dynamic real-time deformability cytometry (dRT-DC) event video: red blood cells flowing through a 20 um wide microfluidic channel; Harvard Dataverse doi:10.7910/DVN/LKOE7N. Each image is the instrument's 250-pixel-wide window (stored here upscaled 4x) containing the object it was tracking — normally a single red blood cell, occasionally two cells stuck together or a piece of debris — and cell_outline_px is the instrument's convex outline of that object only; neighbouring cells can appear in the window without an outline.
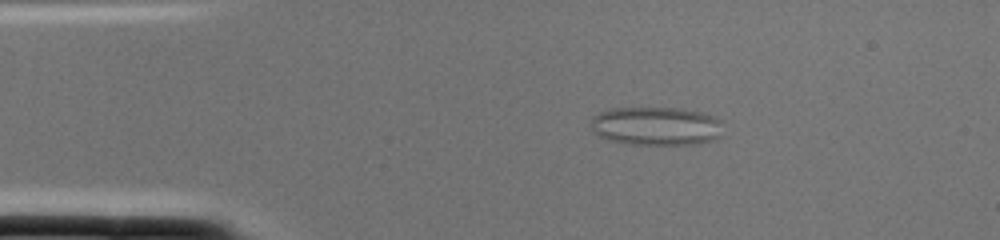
{"species": "common noctule bat (a hibernating species)", "species_latin": "Nyctalus noctula", "temperature_condition": "cold", "stored_images_in_passage": 1, "camera_frame_rate_fps": 3000, "um_per_image_px": 0.085, "animal": {"sex": "female", "body_mass_g": 22.0, "forearm_length_mm": 56.7}, "frame": {"image": 1, "passage_image": 1, "time_ms": 0.0, "image_size_px": [1000, 240], "cell_outline_px": [[720, 136], [712, 140], [696, 144], [632, 144], [608, 140], [600, 136], [592, 128], [592, 116], [600, 112], [612, 108], [680, 108], [704, 112], [720, 120]], "centroid_in_image_um": [55.77, 10.71], "position_along_channel_um": 29.2, "area_um2": 29.54}}